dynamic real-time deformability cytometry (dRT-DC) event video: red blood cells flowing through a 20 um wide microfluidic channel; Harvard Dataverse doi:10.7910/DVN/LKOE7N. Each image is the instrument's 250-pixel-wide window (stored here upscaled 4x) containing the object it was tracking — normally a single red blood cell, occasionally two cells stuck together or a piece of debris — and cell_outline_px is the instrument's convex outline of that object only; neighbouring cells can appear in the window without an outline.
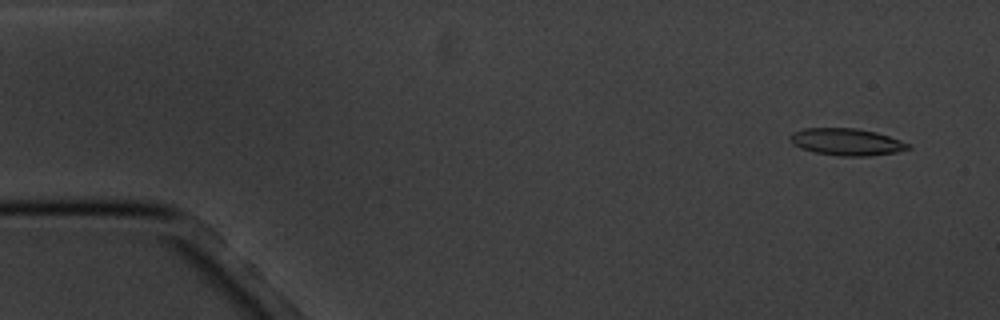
{"species": "common noctule bat (a hibernating species)", "species_latin": "Nyctalus noctula", "temperature_condition": "cold", "stored_images_in_passage": 9, "camera_frame_rate_fps": 3000, "um_per_image_px": 0.085, "animal": {"sex": "male", "body_mass_g": 20.1, "forearm_length_mm": 53.5}, "frame": {"image": 1, "passage_image": 2, "time_ms": 1.0, "image_size_px": [1000, 320], "cell_outline_px": [[912, 148], [896, 152], [868, 156], [840, 156], [812, 152], [800, 148], [792, 144], [788, 136], [792, 132], [804, 128], [856, 128], [876, 132], [912, 144]], "centroid_in_image_um": [71.94, 12.06], "position_along_channel_um": 13.1, "area_um2": 18.79}}
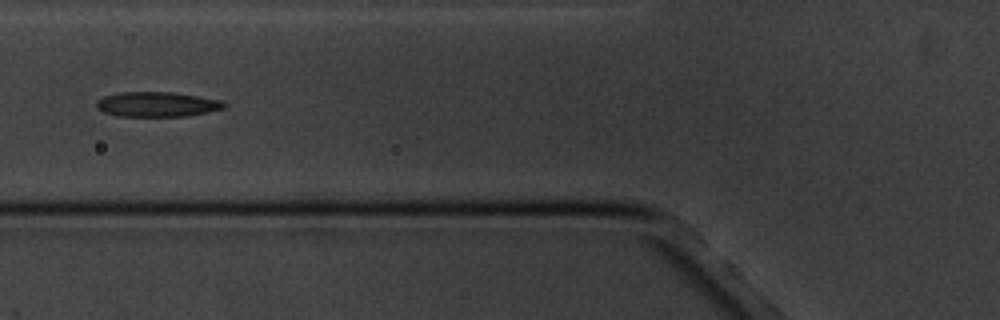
{"frame": {"image": 2, "passage_image": 7, "time_ms": 7.0, "image_size_px": [1000, 320], "cell_outline_px": [[228, 104], [224, 108], [208, 112], [184, 116], [116, 116], [104, 112], [96, 108], [96, 100], [104, 96], [116, 92], [172, 92], [220, 100]], "centroid_in_image_um": [13.3, 8.86], "position_along_channel_um": 112.5, "area_um2": 18.55}}
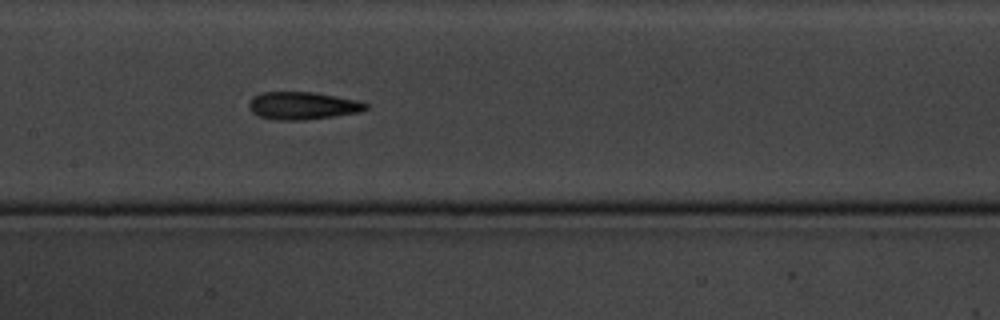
{"frame": {"image": 3, "passage_image": 9, "time_ms": 9.0, "image_size_px": [1000, 320], "cell_outline_px": [[368, 108], [360, 112], [304, 120], [276, 120], [260, 116], [252, 112], [248, 108], [248, 104], [252, 96], [260, 92], [312, 92], [356, 100], [368, 104]], "centroid_in_image_um": [25.67, 8.98], "position_along_channel_um": 181.7, "area_um2": 18.73}}